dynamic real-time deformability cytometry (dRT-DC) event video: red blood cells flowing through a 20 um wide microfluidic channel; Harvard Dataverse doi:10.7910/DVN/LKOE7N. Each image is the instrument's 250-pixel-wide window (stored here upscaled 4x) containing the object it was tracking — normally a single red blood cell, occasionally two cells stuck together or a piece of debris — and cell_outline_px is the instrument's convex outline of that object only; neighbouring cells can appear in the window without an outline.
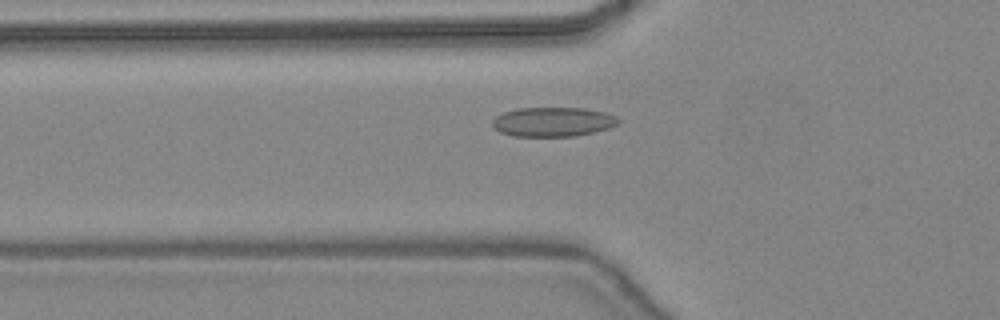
{"species": "common noctule bat (a hibernating species)", "species_latin": "Nyctalus noctula", "temperature_condition": "warm", "stored_images_in_passage": 44, "camera_frame_rate_fps": 3000, "um_per_image_px": 0.085, "animal": {"sex": "female", "body_mass_g": 24.6, "forearm_length_mm": 56.2}, "frame": {"image": 1, "passage_image": 14, "time_ms": 4.333, "image_size_px": [1000, 320], "cell_outline_px": [[620, 120], [616, 124], [608, 128], [596, 132], [576, 136], [512, 136], [500, 132], [492, 124], [492, 120], [496, 116], [504, 112], [516, 108], [584, 108], [604, 112], [616, 116]], "centroid_in_image_um": [47.0, 10.36], "position_along_channel_um": 78.8, "area_um2": 21.56}}
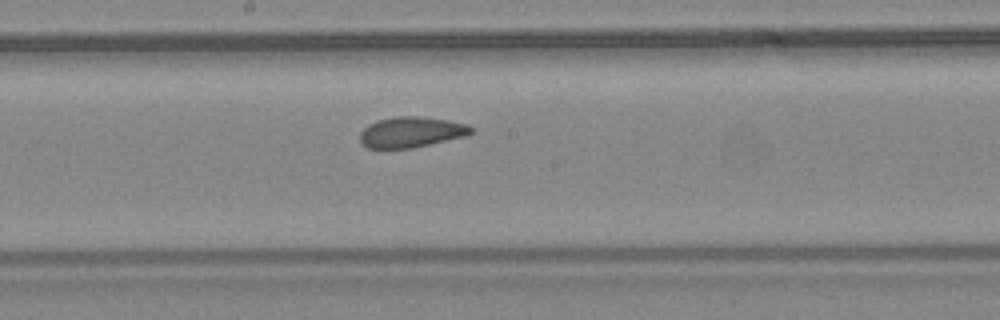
{"frame": {"image": 2, "passage_image": 23, "time_ms": 7.333, "image_size_px": [1000, 320], "cell_outline_px": [[472, 132], [468, 136], [412, 148], [368, 148], [360, 140], [360, 132], [368, 124], [380, 120], [396, 116], [420, 116], [448, 120], [468, 124], [472, 128]], "centroid_in_image_um": [34.99, 11.23], "position_along_channel_um": 213.2, "area_um2": 19.83}}
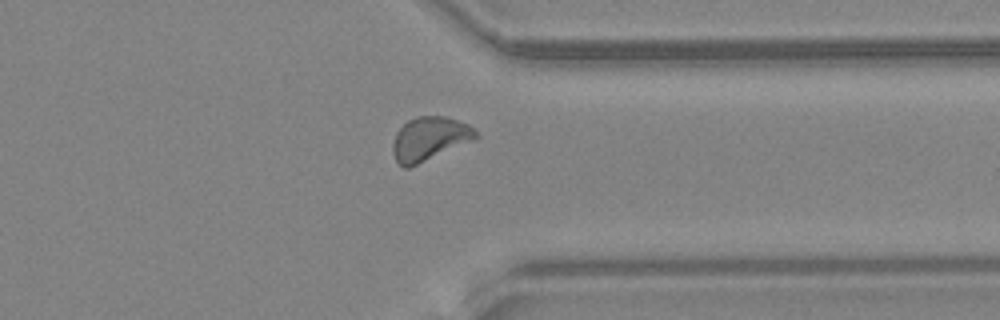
{"frame": {"image": 3, "passage_image": 34, "time_ms": 11.0, "image_size_px": [1000, 320], "cell_outline_px": [[480, 136], [476, 140], [408, 168], [404, 168], [396, 160], [392, 152], [392, 144], [396, 132], [408, 120], [416, 116], [444, 116], [468, 124], [476, 128]], "centroid_in_image_um": [36.55, 11.79], "position_along_channel_um": 374.9, "area_um2": 21.39}, "authors_computed_cell_mechanics": {"area_um2": 20.5479, "velocity_mm_per_s": 4.4567, "shape_relaxation_time_tau1_ms": null, "shape_relaxation_time_tau2_ms": 1.1634, "deformation_change_tau1": null, "deformation_change_tau2": 0.0708}}